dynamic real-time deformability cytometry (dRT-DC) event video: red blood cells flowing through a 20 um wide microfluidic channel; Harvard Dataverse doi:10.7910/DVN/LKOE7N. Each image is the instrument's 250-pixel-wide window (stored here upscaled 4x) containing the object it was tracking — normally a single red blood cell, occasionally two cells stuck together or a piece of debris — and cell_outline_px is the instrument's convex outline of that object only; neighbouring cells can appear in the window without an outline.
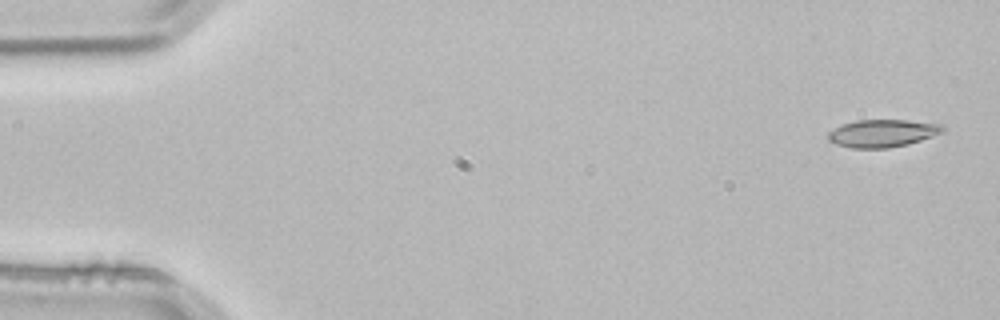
{"species": "common noctule bat (a hibernating species)", "species_latin": "Nyctalus noctula", "temperature_condition": "room temperature", "stored_images_in_passage": 3, "camera_frame_rate_fps": 3000, "um_per_image_px": 0.085, "animal": {"sex": "male", "body_mass_g": 21.5, "forearm_length_mm": 52.0}, "frame": {"image": 1, "passage_image": 1, "time_ms": 0.0, "image_size_px": [1000, 320], "cell_outline_px": [[944, 132], [908, 144], [888, 148], [852, 148], [836, 144], [828, 140], [828, 132], [844, 124], [856, 120], [908, 120], [944, 124]], "centroid_in_image_um": [75.04, 11.32], "position_along_channel_um": 10.0, "area_um2": 18.38}}
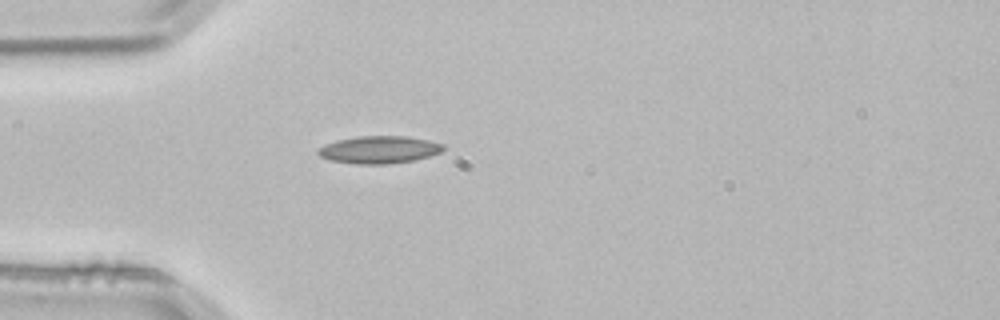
{"frame": {"image": 2, "passage_image": 3, "time_ms": 0.667, "image_size_px": [1000, 320], "cell_outline_px": [[444, 148], [440, 152], [416, 160], [388, 164], [356, 164], [328, 160], [320, 156], [316, 152], [320, 148], [336, 140], [356, 136], [408, 136], [428, 140], [444, 144]], "centroid_in_image_um": [32.23, 12.72], "position_along_channel_um": 52.8, "area_um2": 20.06}}